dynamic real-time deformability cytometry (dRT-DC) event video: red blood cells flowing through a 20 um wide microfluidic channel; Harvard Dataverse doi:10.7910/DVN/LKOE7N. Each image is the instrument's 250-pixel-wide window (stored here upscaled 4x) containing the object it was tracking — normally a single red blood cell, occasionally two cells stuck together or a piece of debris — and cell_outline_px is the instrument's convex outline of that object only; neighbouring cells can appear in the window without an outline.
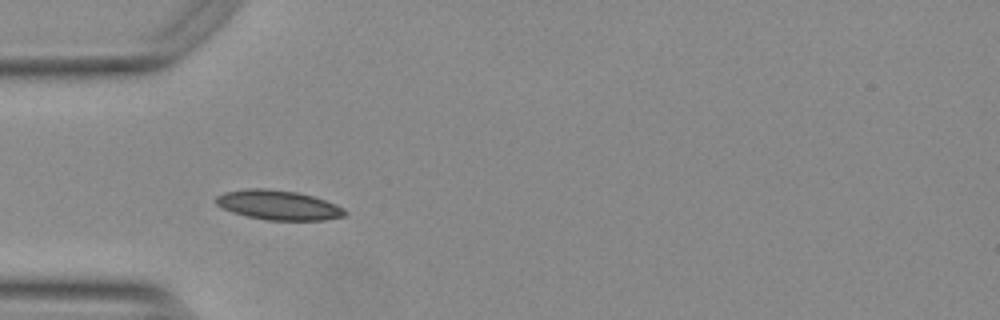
{"species": "Egyptian fruit bat (a non-hibernating species)", "species_latin": "Rousettus aegyptiacus", "temperature_condition": "warm", "stored_images_in_passage": 10, "camera_frame_rate_fps": 3000, "um_per_image_px": 0.085, "animal": {"sex": "female"}, "frame": {"image": 1, "passage_image": 4, "time_ms": 1.0, "image_size_px": [1000, 320], "cell_outline_px": [[348, 212], [344, 216], [324, 220], [268, 220], [248, 216], [232, 212], [216, 204], [212, 200], [216, 196], [224, 192], [252, 188], [264, 188], [296, 192], [312, 196], [336, 204], [344, 208]], "centroid_in_image_um": [23.65, 17.43], "position_along_channel_um": 61.3, "area_um2": 22.14}}